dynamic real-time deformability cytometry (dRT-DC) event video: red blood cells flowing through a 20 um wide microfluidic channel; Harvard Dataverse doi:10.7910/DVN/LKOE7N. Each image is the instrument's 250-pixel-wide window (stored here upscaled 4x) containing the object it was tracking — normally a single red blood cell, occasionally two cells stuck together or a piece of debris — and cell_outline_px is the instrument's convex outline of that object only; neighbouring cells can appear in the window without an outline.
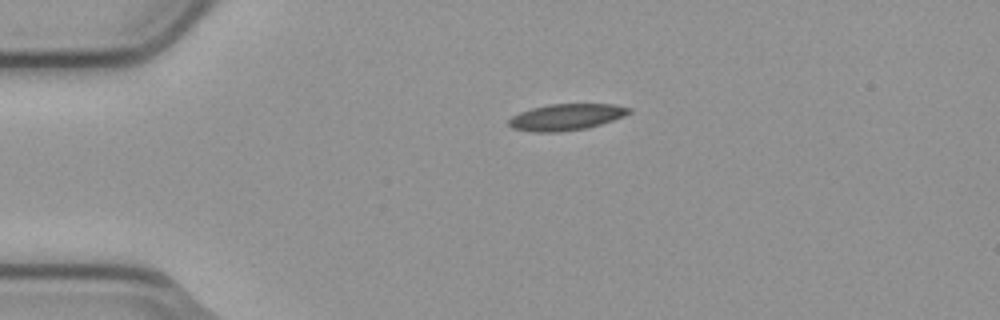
{"species": "common noctule bat (a hibernating species)", "species_latin": "Nyctalus noctula", "temperature_condition": "cold", "stored_images_in_passage": 2, "camera_frame_rate_fps": 3000, "um_per_image_px": 0.085, "animal": {"sex": "male", "body_mass_g": 23.1, "forearm_length_mm": 52.7}, "frame": {"image": 1, "passage_image": 1, "time_ms": 0.0, "image_size_px": [1000, 320], "cell_outline_px": [[632, 112], [624, 116], [588, 128], [560, 132], [532, 132], [512, 128], [508, 124], [508, 120], [512, 116], [520, 112], [532, 108], [548, 104], [612, 104], [632, 108]], "centroid_in_image_um": [48.12, 9.95], "position_along_channel_um": 36.9, "area_um2": 18.55}}